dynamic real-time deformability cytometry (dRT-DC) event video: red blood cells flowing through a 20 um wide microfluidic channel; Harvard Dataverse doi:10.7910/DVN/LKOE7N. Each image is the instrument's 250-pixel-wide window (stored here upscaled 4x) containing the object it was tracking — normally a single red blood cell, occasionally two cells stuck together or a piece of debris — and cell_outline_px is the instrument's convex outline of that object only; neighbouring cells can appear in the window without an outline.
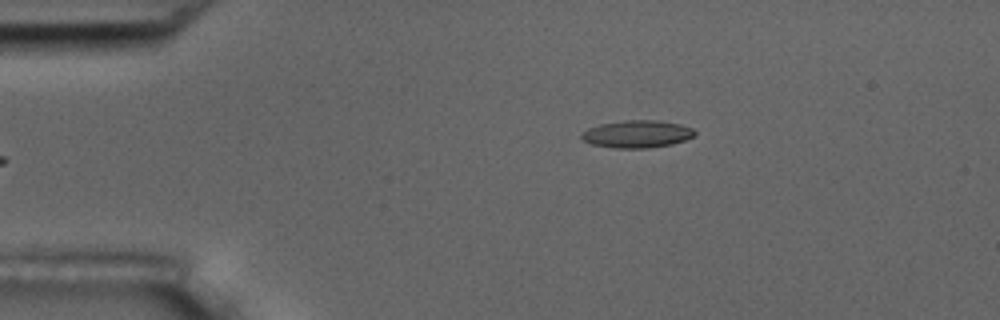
{"species": "common noctule bat (a hibernating species)", "species_latin": "Nyctalus noctula", "temperature_condition": "room temperature", "stored_images_in_passage": 5, "camera_frame_rate_fps": 3000, "um_per_image_px": 0.085, "animal": {"sex": "male", "body_mass_g": 17.5, "forearm_length_mm": 52.3}, "frame": {"image": 1, "passage_image": 5, "time_ms": 1.333, "image_size_px": [1000, 320], "cell_outline_px": [[696, 132], [692, 136], [684, 140], [672, 144], [648, 148], [616, 148], [592, 144], [584, 140], [580, 136], [588, 128], [600, 124], [624, 120], [660, 120], [680, 124], [692, 128]], "centroid_in_image_um": [54.16, 11.38], "position_along_channel_um": 30.8, "area_um2": 17.98}}